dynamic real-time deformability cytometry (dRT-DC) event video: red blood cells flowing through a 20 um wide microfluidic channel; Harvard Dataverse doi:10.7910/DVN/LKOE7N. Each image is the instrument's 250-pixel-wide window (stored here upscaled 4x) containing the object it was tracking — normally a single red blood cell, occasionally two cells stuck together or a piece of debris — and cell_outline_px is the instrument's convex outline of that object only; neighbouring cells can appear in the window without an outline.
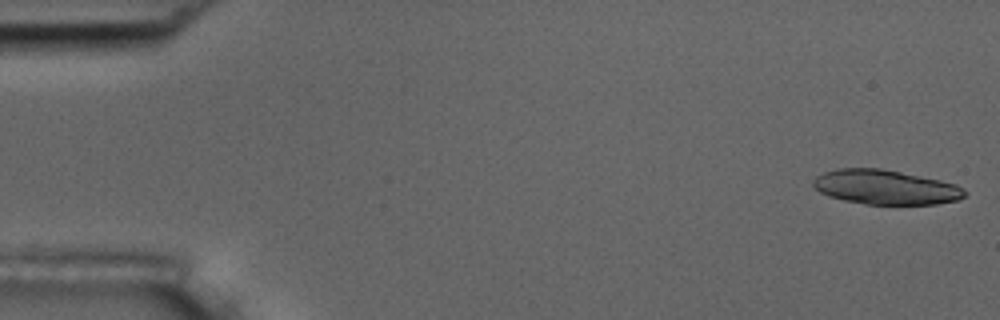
{"species": "common noctule bat (a hibernating species)", "species_latin": "Nyctalus noctula", "temperature_condition": "room temperature", "stored_images_in_passage": 55, "segment_of_instrument_passage": [1, 2], "camera_frame_rate_fps": 3000, "um_per_image_px": 0.085, "animal": {"sex": "male", "body_mass_g": 17.5, "forearm_length_mm": 52.3}, "frame": {"image": 1, "passage_image": 1, "time_ms": 0.0, "image_size_px": [1000, 320], "cell_outline_px": [[968, 192], [960, 200], [936, 204], [864, 204], [844, 200], [828, 196], [820, 192], [812, 184], [812, 180], [816, 176], [824, 172], [836, 168], [880, 168], [940, 180], [956, 184]], "centroid_in_image_um": [75.26, 15.91], "position_along_channel_um": 9.7, "area_um2": 30.52}}